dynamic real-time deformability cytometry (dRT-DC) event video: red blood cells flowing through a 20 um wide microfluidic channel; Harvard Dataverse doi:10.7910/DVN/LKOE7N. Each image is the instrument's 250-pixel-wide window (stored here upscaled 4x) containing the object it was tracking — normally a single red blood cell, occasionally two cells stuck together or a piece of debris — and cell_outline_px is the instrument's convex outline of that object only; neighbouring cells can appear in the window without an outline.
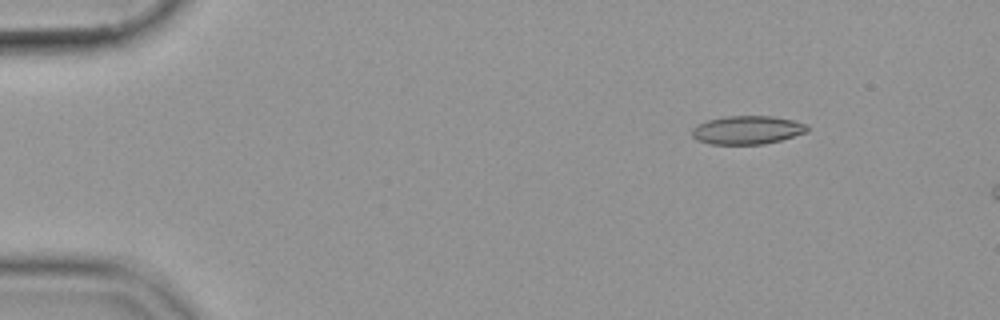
{"species": "common noctule bat (a hibernating species)", "species_latin": "Nyctalus noctula", "temperature_condition": "cold", "stored_images_in_passage": 10, "camera_frame_rate_fps": 3000, "um_per_image_px": 0.085, "animal": {"sex": "female", "body_mass_g": 19.9}, "frame": {"image": 1, "passage_image": 4, "time_ms": 1.0, "image_size_px": [1000, 320], "cell_outline_px": [[808, 132], [780, 140], [764, 144], [712, 144], [696, 140], [692, 136], [692, 128], [696, 124], [708, 120], [728, 116], [772, 116], [792, 120], [808, 124]], "centroid_in_image_um": [63.51, 11.05], "position_along_channel_um": 21.5, "area_um2": 19.13}}